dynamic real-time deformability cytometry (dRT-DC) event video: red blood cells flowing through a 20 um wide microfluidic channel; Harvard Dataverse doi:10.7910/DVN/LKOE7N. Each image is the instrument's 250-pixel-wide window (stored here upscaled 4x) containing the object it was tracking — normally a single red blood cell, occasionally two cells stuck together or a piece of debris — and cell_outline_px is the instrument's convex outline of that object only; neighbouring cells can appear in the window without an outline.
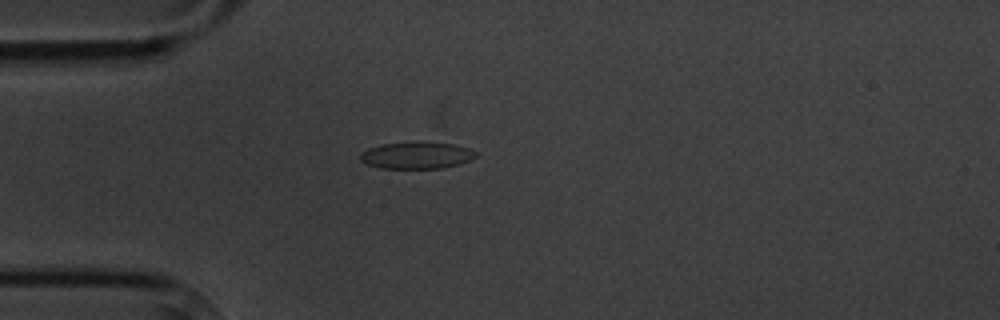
{"species": "common noctule bat (a hibernating species)", "species_latin": "Nyctalus noctula", "temperature_condition": "cold", "stored_images_in_passage": 1, "camera_frame_rate_fps": 3000, "um_per_image_px": 0.085, "animal": {"sex": "male", "body_mass_g": 20.1, "forearm_length_mm": 53.5}, "frame": {"image": 1, "passage_image": 1, "time_ms": 0.0, "image_size_px": [1000, 320], "cell_outline_px": [[476, 156], [460, 164], [440, 168], [380, 168], [368, 164], [360, 160], [360, 152], [368, 148], [384, 144], [420, 140], [456, 144], [468, 148], [476, 152]], "centroid_in_image_um": [35.41, 13.17], "position_along_channel_um": 49.6, "area_um2": 18.32}}